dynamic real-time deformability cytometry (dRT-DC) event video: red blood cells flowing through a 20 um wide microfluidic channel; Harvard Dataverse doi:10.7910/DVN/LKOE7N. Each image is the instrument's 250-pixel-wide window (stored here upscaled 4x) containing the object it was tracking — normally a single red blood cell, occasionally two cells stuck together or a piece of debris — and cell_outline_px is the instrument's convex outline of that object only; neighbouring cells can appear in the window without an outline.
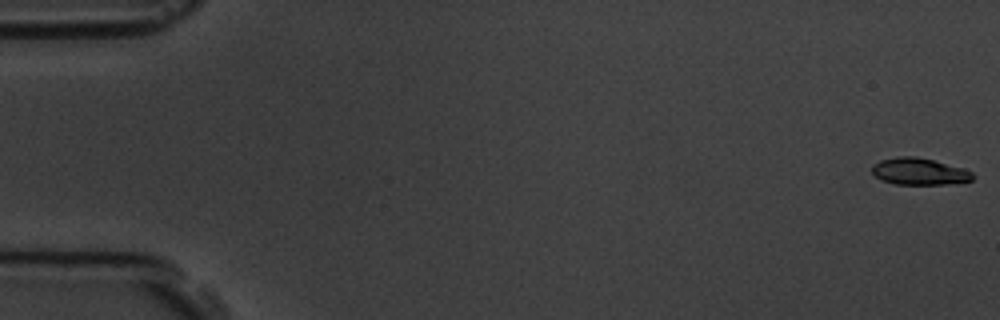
{"species": "common noctule bat (a hibernating species)", "species_latin": "Nyctalus noctula", "temperature_condition": "room temperature", "stored_images_in_passage": 8, "camera_frame_rate_fps": 3000, "um_per_image_px": 0.085, "animal": {"sex": "male", "body_mass_g": 19.5, "forearm_length_mm": 54.6}, "frame": {"image": 1, "passage_image": 1, "time_ms": 0.0, "image_size_px": [1000, 320], "cell_outline_px": [[976, 176], [972, 180], [948, 184], [896, 184], [880, 180], [872, 172], [872, 164], [880, 160], [896, 156], [916, 156], [964, 168], [972, 172]], "centroid_in_image_um": [78.13, 14.57], "position_along_channel_um": 6.9, "area_um2": 15.84}}
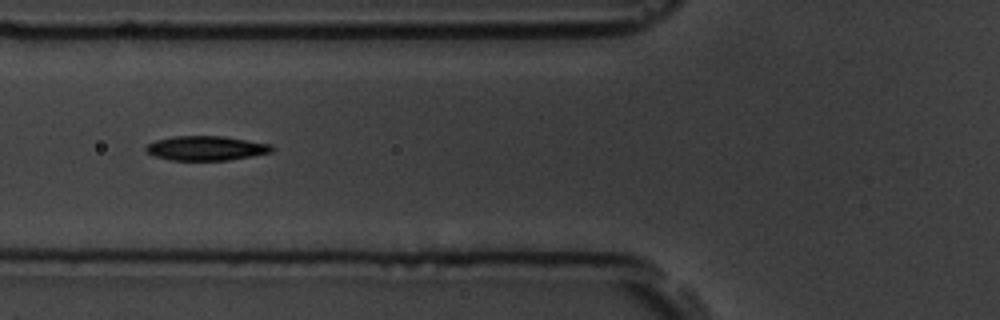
{"frame": {"image": 2, "passage_image": 6, "time_ms": 6.667, "image_size_px": [1000, 320], "cell_outline_px": [[276, 148], [272, 152], [252, 156], [228, 160], [172, 160], [156, 156], [148, 152], [144, 148], [148, 144], [156, 140], [172, 136], [220, 136], [272, 144]], "centroid_in_image_um": [17.56, 12.59], "position_along_channel_um": 108.2, "area_um2": 17.86}}
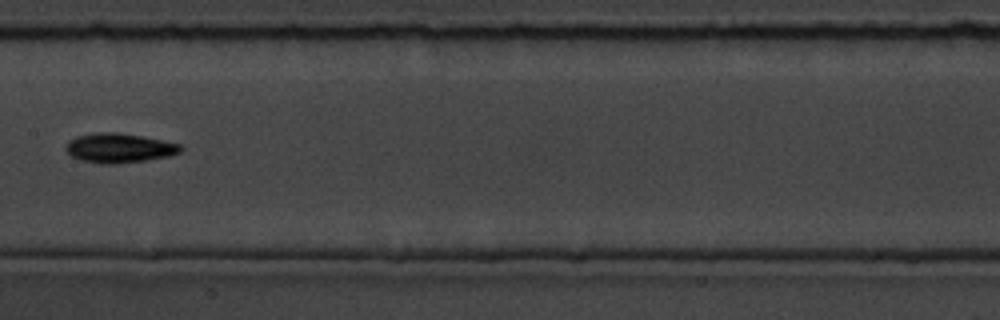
{"frame": {"image": 3, "passage_image": 8, "time_ms": 9.0, "image_size_px": [1000, 320], "cell_outline_px": [[184, 148], [180, 152], [168, 156], [144, 160], [116, 164], [100, 164], [80, 160], [72, 156], [64, 148], [68, 140], [76, 136], [96, 132], [116, 132], [144, 136], [180, 144]], "centroid_in_image_um": [10.1, 12.57], "position_along_channel_um": 197.3, "area_um2": 19.83}}